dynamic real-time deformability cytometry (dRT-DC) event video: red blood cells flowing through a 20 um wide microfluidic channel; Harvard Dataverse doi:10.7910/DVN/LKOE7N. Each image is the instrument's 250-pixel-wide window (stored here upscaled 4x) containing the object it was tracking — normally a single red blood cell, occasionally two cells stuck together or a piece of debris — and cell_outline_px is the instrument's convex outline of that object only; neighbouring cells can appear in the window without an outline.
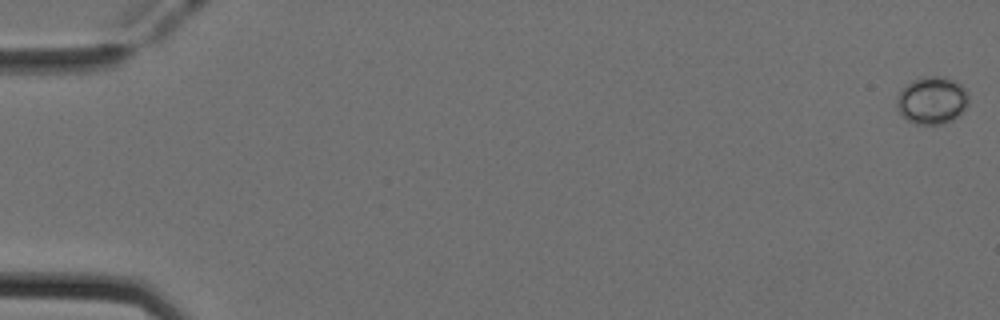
{"species": "Egyptian fruit bat (a non-hibernating species)", "species_latin": "Rousettus aegyptiacus", "temperature_condition": "cold", "stored_images_in_passage": 52, "camera_frame_rate_fps": 3000, "um_per_image_px": 0.085, "animal": {"sex": "female"}, "frame": {"image": 1, "passage_image": 1, "time_ms": 0.0, "image_size_px": [1000, 320], "cell_outline_px": [[968, 104], [952, 120], [944, 124], [916, 124], [908, 120], [896, 108], [896, 96], [912, 80], [928, 76], [944, 76], [960, 84], [968, 92]], "centroid_in_image_um": [79.21, 8.53], "position_along_channel_um": 5.8, "area_um2": 19.71}}
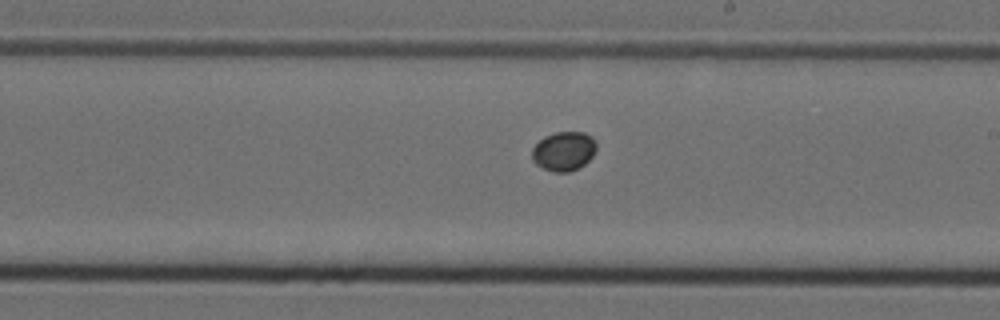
{"frame": {"image": 2, "passage_image": 31, "time_ms": 10.0, "image_size_px": [1000, 320], "cell_outline_px": [[596, 148], [592, 156], [584, 164], [568, 172], [552, 172], [536, 164], [532, 160], [532, 148], [544, 136], [556, 132], [584, 132], [592, 136], [596, 140]], "centroid_in_image_um": [47.92, 12.83], "position_along_channel_um": 241.1, "area_um2": 14.68}}
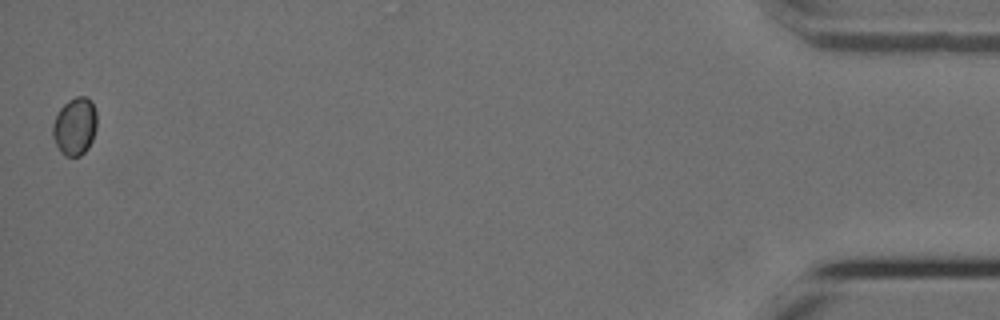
{"frame": {"image": 3, "passage_image": 52, "time_ms": 17.0, "image_size_px": [1000, 320], "cell_outline_px": [[96, 128], [92, 140], [88, 148], [80, 156], [64, 156], [60, 152], [52, 136], [52, 124], [60, 108], [68, 100], [76, 96], [84, 96], [92, 104], [96, 112]], "centroid_in_image_um": [6.34, 10.76], "position_along_channel_um": 428.9, "area_um2": 14.8}}